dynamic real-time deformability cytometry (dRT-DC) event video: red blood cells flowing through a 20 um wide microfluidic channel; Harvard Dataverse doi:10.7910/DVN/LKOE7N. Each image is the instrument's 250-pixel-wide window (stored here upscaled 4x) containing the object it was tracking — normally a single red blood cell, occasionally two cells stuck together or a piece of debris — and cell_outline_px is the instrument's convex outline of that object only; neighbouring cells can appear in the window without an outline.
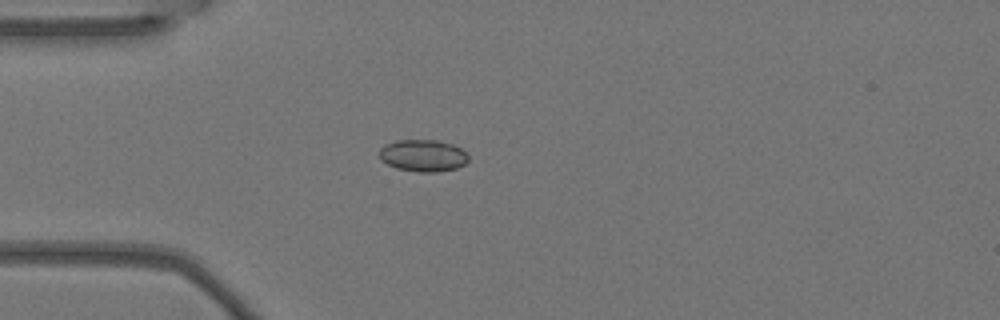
{"species": "Egyptian fruit bat (a non-hibernating species)", "species_latin": "Rousettus aegyptiacus", "temperature_condition": "warm", "stored_images_in_passage": 3, "camera_frame_rate_fps": 3000, "um_per_image_px": 0.085, "animal": {"sex": "female"}, "frame": {"image": 1, "passage_image": 1, "time_ms": 0.0, "image_size_px": [1000, 320], "cell_outline_px": [[468, 160], [464, 164], [456, 168], [440, 172], [420, 172], [396, 168], [380, 160], [380, 148], [384, 144], [396, 140], [440, 140], [452, 144], [460, 148], [468, 156]], "centroid_in_image_um": [35.94, 13.22], "position_along_channel_um": 49.1, "area_um2": 16.65}}